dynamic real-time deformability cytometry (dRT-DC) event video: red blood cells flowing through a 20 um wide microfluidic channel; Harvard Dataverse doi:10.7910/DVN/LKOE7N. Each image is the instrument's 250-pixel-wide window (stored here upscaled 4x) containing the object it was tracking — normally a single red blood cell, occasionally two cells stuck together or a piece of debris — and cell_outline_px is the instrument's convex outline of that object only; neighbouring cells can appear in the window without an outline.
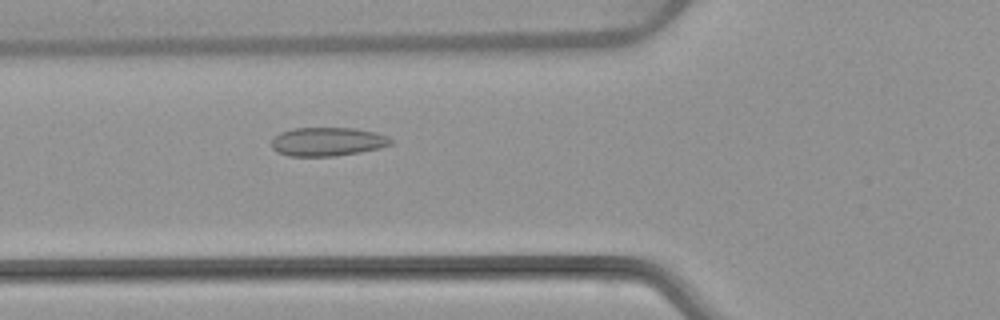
{"species": "common noctule bat (a hibernating species)", "species_latin": "Nyctalus noctula", "temperature_condition": "warm", "stored_images_in_passage": 5, "camera_frame_rate_fps": 3000, "um_per_image_px": 0.085, "animal": {"sex": "female", "body_mass_g": 22.7, "forearm_length_mm": 54.2}, "frame": {"image": 1, "passage_image": 5, "time_ms": 5.667, "image_size_px": [1000, 320], "cell_outline_px": [[392, 144], [380, 148], [360, 152], [336, 156], [288, 156], [276, 152], [272, 148], [272, 140], [280, 132], [292, 128], [352, 128], [376, 132], [388, 136], [392, 140]], "centroid_in_image_um": [27.84, 12.04], "position_along_channel_um": 98.0, "area_um2": 20.06}}